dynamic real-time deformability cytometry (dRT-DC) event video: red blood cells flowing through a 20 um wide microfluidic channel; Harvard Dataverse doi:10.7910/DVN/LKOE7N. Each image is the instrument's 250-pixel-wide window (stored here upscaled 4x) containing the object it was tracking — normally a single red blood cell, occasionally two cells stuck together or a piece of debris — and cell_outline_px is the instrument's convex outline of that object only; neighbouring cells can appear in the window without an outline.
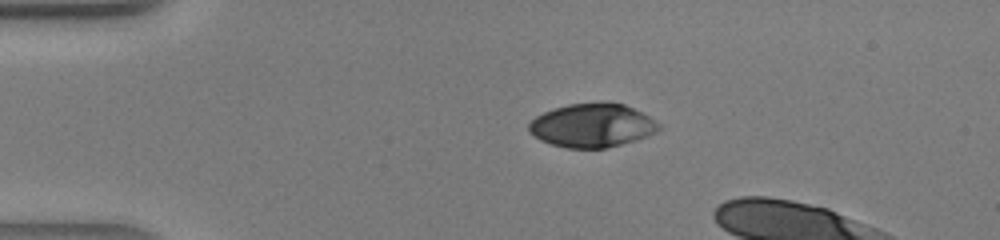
{"species": "human", "species_latin": "Homo sapiens", "temperature_condition": "warm", "stored_images_in_passage": 10, "camera_frame_rate_fps": 3000, "um_per_image_px": 0.085, "donor": {"sex": "male"}, "frame": {"image": 1, "passage_image": 1, "time_ms": 0.0, "image_size_px": [1000, 240], "cell_outline_px": [[660, 128], [656, 132], [648, 136], [620, 144], [604, 148], [568, 148], [552, 144], [540, 140], [528, 132], [528, 124], [536, 116], [544, 112], [568, 104], [600, 100], [624, 104], [648, 116], [660, 124]], "centroid_in_image_um": [50.32, 10.64], "position_along_channel_um": 34.7, "area_um2": 33.18}}
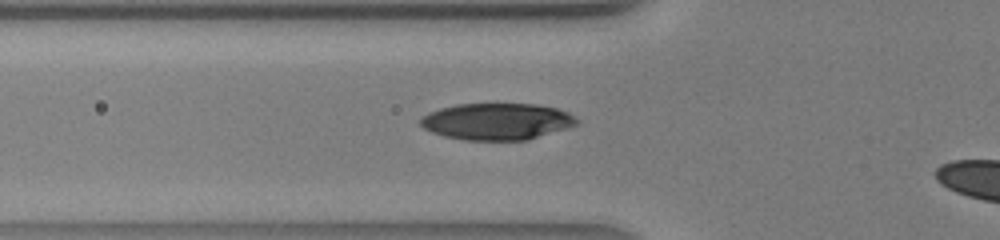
{"frame": {"image": 2, "passage_image": 7, "time_ms": 2.0, "image_size_px": [1000, 240], "cell_outline_px": [[580, 124], [568, 128], [528, 140], [464, 140], [444, 136], [432, 132], [424, 128], [420, 124], [420, 116], [428, 112], [440, 108], [456, 104], [536, 104], [556, 108], [568, 112], [580, 120]], "centroid_in_image_um": [42.25, 10.32], "position_along_channel_um": 83.5, "area_um2": 33.7}}
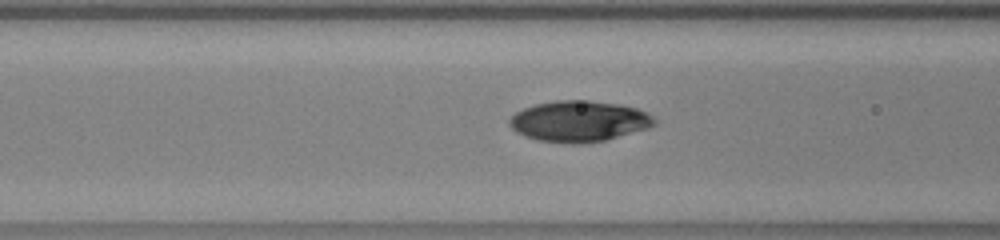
{"frame": {"image": 3, "passage_image": 9, "time_ms": 2.667, "image_size_px": [1000, 240], "cell_outline_px": [[656, 124], [648, 128], [604, 140], [584, 144], [568, 144], [536, 140], [524, 136], [516, 132], [508, 124], [508, 120], [516, 112], [524, 108], [536, 104], [556, 100], [588, 100], [620, 104], [636, 108], [648, 112], [656, 120]], "centroid_in_image_um": [49.2, 10.31], "position_along_channel_um": 117.4, "area_um2": 34.8}}